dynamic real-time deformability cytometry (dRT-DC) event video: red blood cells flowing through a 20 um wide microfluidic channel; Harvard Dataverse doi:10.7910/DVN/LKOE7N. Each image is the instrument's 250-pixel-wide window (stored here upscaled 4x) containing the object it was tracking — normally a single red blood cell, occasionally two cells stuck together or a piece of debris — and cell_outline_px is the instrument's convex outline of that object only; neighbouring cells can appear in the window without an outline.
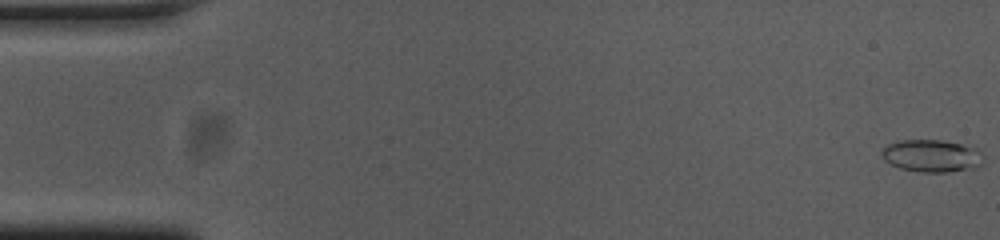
{"species": "common noctule bat (a hibernating species)", "species_latin": "Nyctalus noctula", "temperature_condition": "cold", "stored_images_in_passage": 55, "camera_frame_rate_fps": 3000, "um_per_image_px": 0.085, "animal": {"sex": "female", "body_mass_g": 23.0, "forearm_length_mm": 53.4}, "frame": {"image": 1, "passage_image": 1, "time_ms": 0.0, "image_size_px": [1000, 240], "cell_outline_px": [[984, 164], [976, 168], [944, 172], [920, 172], [900, 168], [884, 160], [880, 156], [880, 152], [888, 144], [896, 140], [944, 140], [972, 144], [980, 148], [984, 156]], "centroid_in_image_um": [79.29, 13.22], "position_along_channel_um": 5.7, "area_um2": 19.94}}
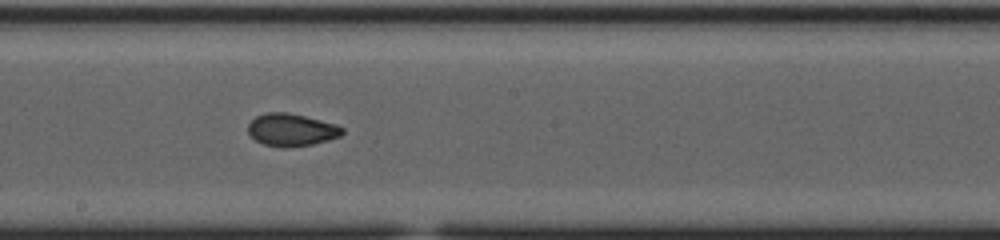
{"frame": {"image": 2, "passage_image": 30, "time_ms": 9.667, "image_size_px": [1000, 240], "cell_outline_px": [[344, 132], [340, 136], [328, 140], [312, 144], [288, 148], [280, 148], [264, 144], [256, 140], [248, 132], [248, 124], [256, 116], [268, 112], [288, 112], [336, 124], [344, 128]], "centroid_in_image_um": [24.77, 11.04], "position_along_channel_um": 223.4, "area_um2": 17.86}}
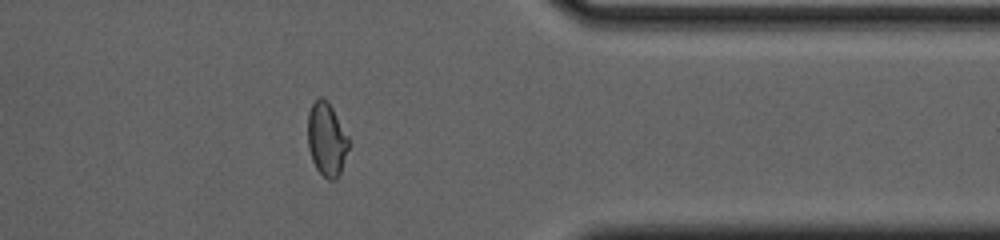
{"frame": {"image": 3, "passage_image": 44, "time_ms": 14.333, "image_size_px": [1000, 240], "cell_outline_px": [[352, 144], [340, 172], [336, 180], [328, 180], [316, 168], [312, 160], [308, 148], [308, 112], [312, 104], [320, 96], [328, 100], [348, 136]], "centroid_in_image_um": [27.79, 11.85], "position_along_channel_um": 383.6, "area_um2": 17.8}, "authors_computed_cell_mechanics": {"area_um2": 17.8602, "velocity_mm_per_s": 3.7547, "shape_relaxation_time_tau1_ms": null, "shape_relaxation_time_tau2_ms": 1.6101, "deformation_change_tau1": null, "deformation_change_tau2": 0.0594}}